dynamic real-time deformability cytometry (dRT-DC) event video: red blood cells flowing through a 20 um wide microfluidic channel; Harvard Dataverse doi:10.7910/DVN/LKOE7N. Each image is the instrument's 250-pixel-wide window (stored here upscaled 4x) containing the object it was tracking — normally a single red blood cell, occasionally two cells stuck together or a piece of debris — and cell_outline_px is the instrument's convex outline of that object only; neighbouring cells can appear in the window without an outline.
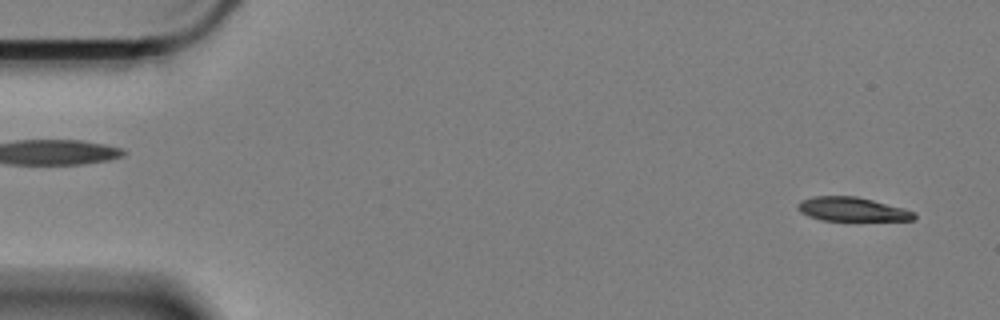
{"species": "Egyptian fruit bat (a non-hibernating species)", "species_latin": "Rousettus aegyptiacus", "temperature_condition": "cold", "stored_images_in_passage": 59, "camera_frame_rate_fps": 3000, "um_per_image_px": 0.085, "animal": {"sex": "female"}, "frame": {"image": 1, "passage_image": 3, "time_ms": 0.667, "image_size_px": [1000, 320], "cell_outline_px": [[916, 216], [912, 220], [824, 220], [808, 216], [800, 212], [800, 200], [812, 196], [856, 196], [904, 208], [912, 212]], "centroid_in_image_um": [72.41, 17.78], "position_along_channel_um": 12.6, "area_um2": 15.9}}
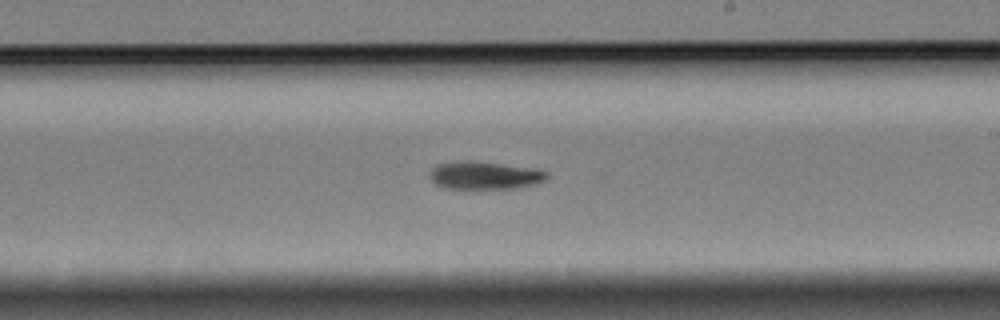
{"frame": {"image": 2, "passage_image": 34, "time_ms": 11.0, "image_size_px": [1000, 320], "cell_outline_px": [[548, 176], [544, 180], [532, 184], [516, 188], [444, 188], [436, 184], [432, 180], [432, 168], [440, 164], [468, 160], [472, 160], [536, 168], [548, 172]], "centroid_in_image_um": [41.24, 14.9], "position_along_channel_um": 247.8, "area_um2": 18.67}}
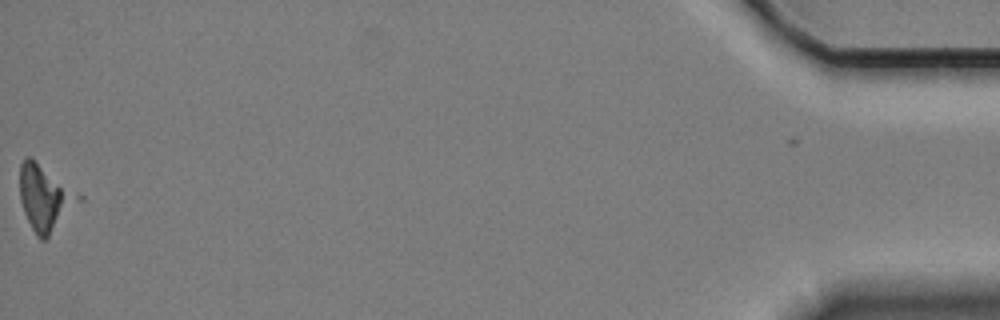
{"frame": {"image": 3, "passage_image": 59, "time_ms": 19.333, "image_size_px": [1000, 320], "cell_outline_px": [[68, 200], [48, 236], [44, 240], [40, 240], [36, 236], [24, 212], [20, 200], [20, 164], [28, 156], [68, 196]], "centroid_in_image_um": [3.42, 16.88], "position_along_channel_um": 431.8, "area_um2": 17.46}, "authors_computed_cell_mechanics": {"area_um2": 18.5538, "velocity_mm_per_s": 3.3675, "shape_relaxation_time_tau1_ms": 4.2714, "shape_relaxation_time_tau2_ms": null, "deformation_change_tau1": 0.1222, "deformation_change_tau2": null}}